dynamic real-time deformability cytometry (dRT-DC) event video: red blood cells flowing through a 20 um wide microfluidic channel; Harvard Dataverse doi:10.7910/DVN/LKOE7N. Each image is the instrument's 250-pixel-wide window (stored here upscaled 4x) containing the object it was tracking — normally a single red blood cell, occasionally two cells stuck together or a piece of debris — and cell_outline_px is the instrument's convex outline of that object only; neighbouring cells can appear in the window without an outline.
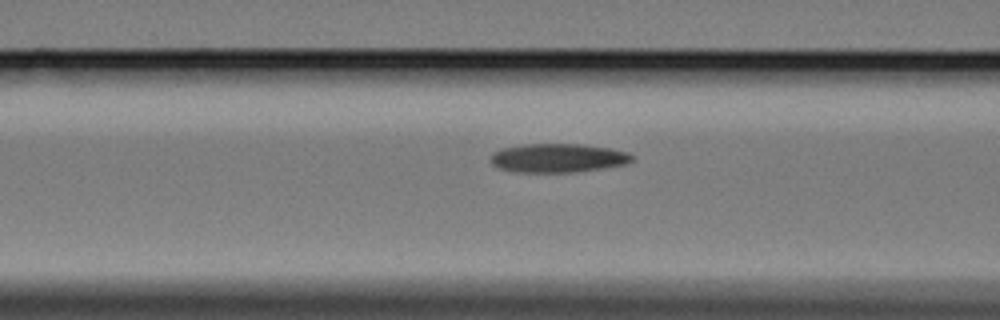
{"species": "Egyptian fruit bat (a non-hibernating species)", "species_latin": "Rousettus aegyptiacus", "temperature_condition": "cold", "stored_images_in_passage": 4, "camera_frame_rate_fps": 3000, "um_per_image_px": 0.085, "animal": {"sex": "female"}, "frame": {"image": 1, "passage_image": 4, "time_ms": 3.667, "image_size_px": [1000, 320], "cell_outline_px": [[636, 160], [628, 164], [576, 172], [516, 172], [496, 168], [488, 160], [492, 152], [500, 148], [524, 144], [584, 144], [608, 148], [628, 152], [636, 156]], "centroid_in_image_um": [47.42, 13.43], "position_along_channel_um": 119.2, "area_um2": 24.28}}